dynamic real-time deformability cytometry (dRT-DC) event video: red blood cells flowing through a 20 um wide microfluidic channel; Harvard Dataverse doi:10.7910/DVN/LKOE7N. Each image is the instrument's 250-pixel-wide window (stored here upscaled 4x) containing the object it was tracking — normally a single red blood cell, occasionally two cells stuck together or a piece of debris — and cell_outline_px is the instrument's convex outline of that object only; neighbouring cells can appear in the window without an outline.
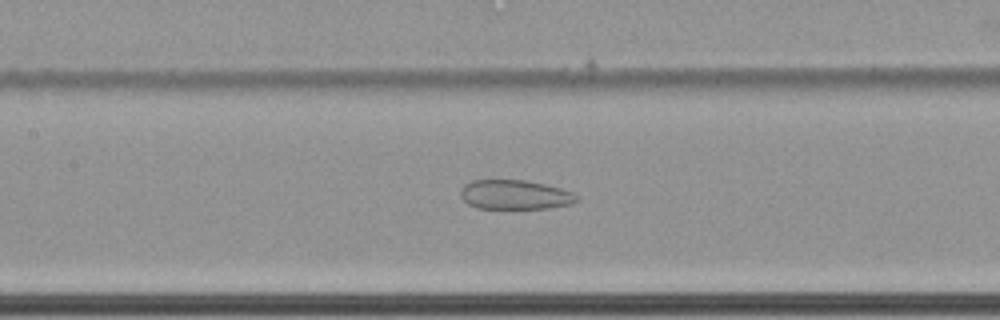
{"species": "common noctule bat (a hibernating species)", "species_latin": "Nyctalus noctula", "temperature_condition": "cold", "stored_images_in_passage": 42, "camera_frame_rate_fps": 3000, "um_per_image_px": 0.085, "animal": {"sex": "female", "body_mass_g": 22.7, "forearm_length_mm": 54.2}, "frame": {"image": 1, "passage_image": 10, "time_ms": 3.0, "image_size_px": [1000, 320], "cell_outline_px": [[580, 200], [572, 204], [548, 208], [476, 208], [468, 204], [460, 196], [460, 188], [464, 184], [472, 180], [524, 180], [544, 184], [560, 188], [572, 192], [580, 196]], "centroid_in_image_um": [43.78, 16.55], "position_along_channel_um": 163.6, "area_um2": 20.06}}
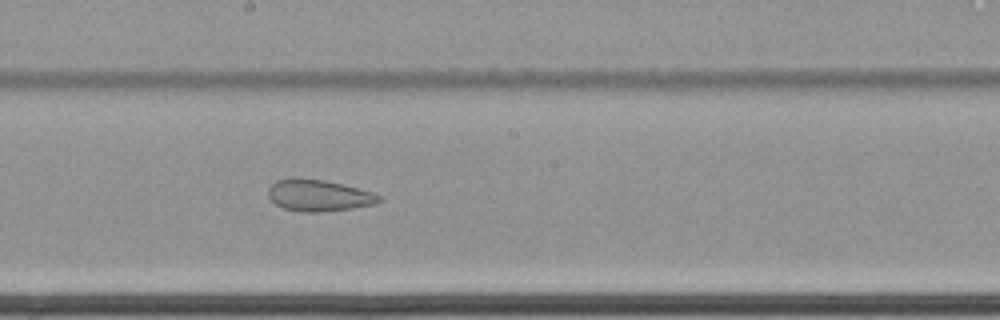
{"frame": {"image": 2, "passage_image": 15, "time_ms": 4.667, "image_size_px": [1000, 320], "cell_outline_px": [[384, 200], [376, 204], [352, 208], [320, 212], [300, 212], [284, 208], [276, 204], [268, 196], [268, 188], [276, 180], [324, 180], [372, 192], [380, 196]], "centroid_in_image_um": [27.12, 16.65], "position_along_channel_um": 221.1, "area_um2": 19.83}}
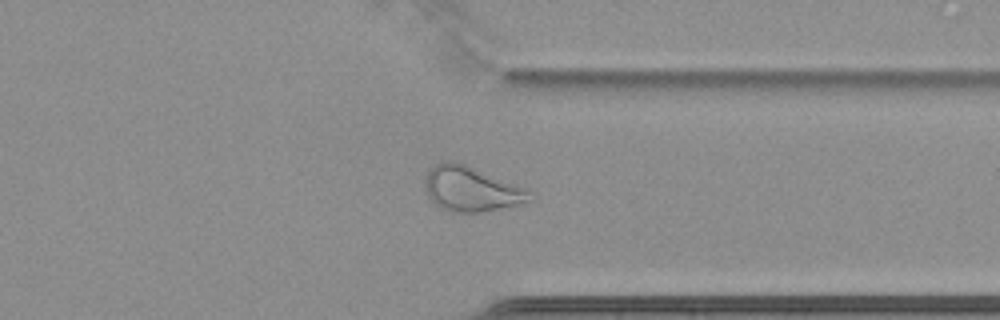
{"frame": {"image": 3, "passage_image": 28, "time_ms": 9.0, "image_size_px": [1000, 320], "cell_outline_px": [[536, 196], [532, 200], [500, 208], [480, 212], [452, 212], [440, 208], [428, 196], [424, 184], [428, 172], [436, 164], [448, 160], [452, 160], [464, 164], [524, 188]], "centroid_in_image_um": [40.03, 16.07], "position_along_channel_um": 371.4, "area_um2": 26.82}}